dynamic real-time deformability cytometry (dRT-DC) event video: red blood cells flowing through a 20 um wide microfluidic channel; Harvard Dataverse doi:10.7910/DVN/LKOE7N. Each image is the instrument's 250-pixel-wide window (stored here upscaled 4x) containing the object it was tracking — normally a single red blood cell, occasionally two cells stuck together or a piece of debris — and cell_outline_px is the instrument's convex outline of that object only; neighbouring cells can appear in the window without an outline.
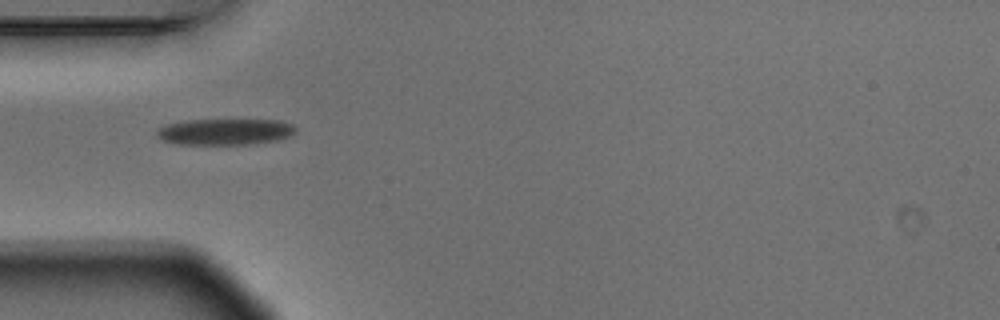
{"species": "Egyptian fruit bat (a non-hibernating species)", "species_latin": "Rousettus aegyptiacus", "temperature_condition": "warm", "stored_images_in_passage": 5, "camera_frame_rate_fps": 3000, "um_per_image_px": 0.085, "animal": {"sex": "male"}, "frame": {"image": 1, "passage_image": 1, "time_ms": 0.0, "image_size_px": [1000, 320], "cell_outline_px": [[296, 128], [288, 136], [276, 140], [248, 144], [180, 144], [164, 140], [156, 136], [156, 132], [160, 128], [168, 124], [188, 120], [280, 120], [292, 124]], "centroid_in_image_um": [19.12, 11.19], "position_along_channel_um": 65.9, "area_um2": 20.81}}
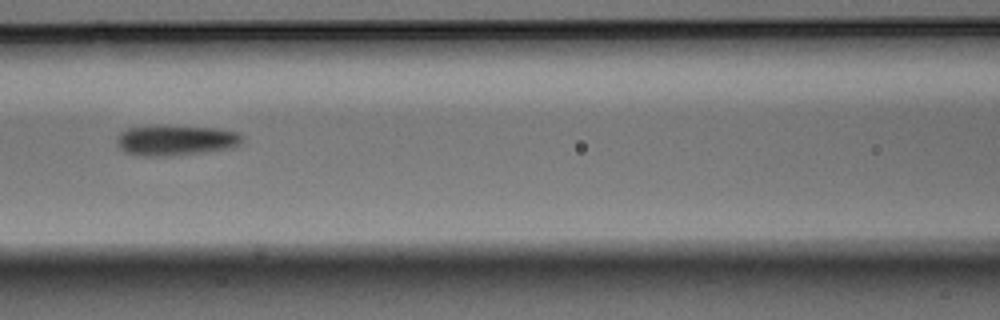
{"frame": {"image": 2, "passage_image": 3, "time_ms": 0.667, "image_size_px": [1000, 320], "cell_outline_px": [[244, 140], [240, 144], [232, 148], [204, 152], [172, 156], [132, 156], [124, 152], [116, 144], [116, 136], [120, 132], [128, 128], [156, 124], [160, 124], [216, 128], [236, 132], [244, 136]], "centroid_in_image_um": [14.89, 11.91], "position_along_channel_um": 151.7, "area_um2": 23.06}}
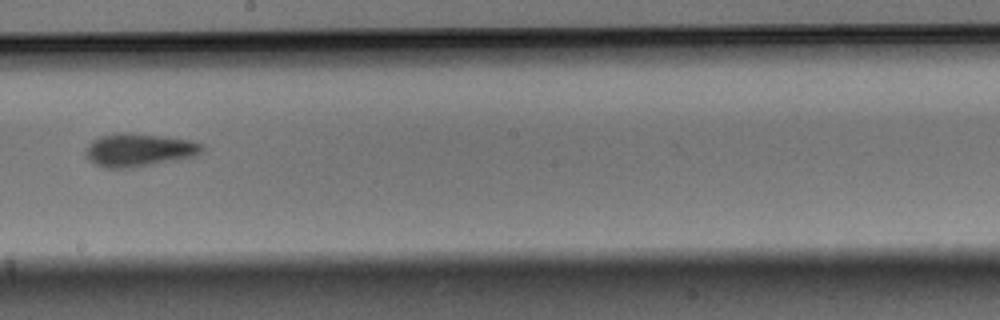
{"frame": {"image": 3, "passage_image": 5, "time_ms": 1.333, "image_size_px": [1000, 320], "cell_outline_px": [[204, 148], [196, 156], [176, 160], [128, 168], [104, 168], [96, 164], [88, 156], [88, 148], [92, 140], [100, 136], [120, 132], [128, 132], [192, 140], [204, 144]], "centroid_in_image_um": [11.87, 12.74], "position_along_channel_um": 236.3, "area_um2": 22.14}}